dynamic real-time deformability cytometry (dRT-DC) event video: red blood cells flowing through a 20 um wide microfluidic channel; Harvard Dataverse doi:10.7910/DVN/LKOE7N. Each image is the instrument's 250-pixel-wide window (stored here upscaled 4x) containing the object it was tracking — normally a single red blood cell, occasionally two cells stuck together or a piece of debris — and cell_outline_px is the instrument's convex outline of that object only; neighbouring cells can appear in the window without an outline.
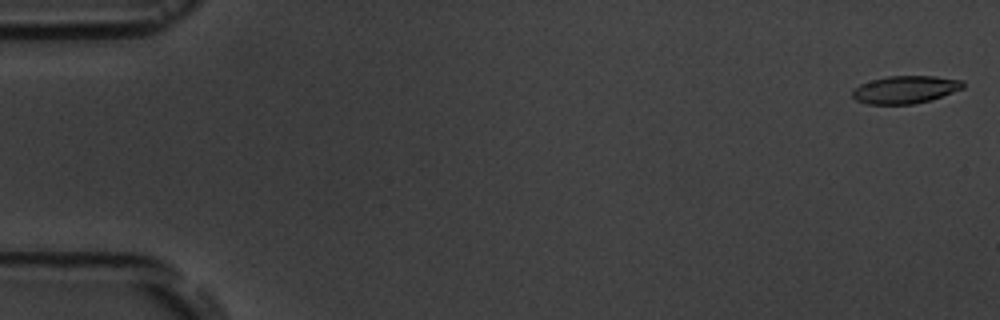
{"species": "common noctule bat (a hibernating species)", "species_latin": "Nyctalus noctula", "temperature_condition": "room temperature", "stored_images_in_passage": 5, "camera_frame_rate_fps": 3000, "um_per_image_px": 0.085, "animal": {"sex": "male", "body_mass_g": 19.5, "forearm_length_mm": 54.6}, "frame": {"image": 1, "passage_image": 1, "time_ms": 0.0, "image_size_px": [1000, 320], "cell_outline_px": [[964, 88], [932, 100], [912, 104], [868, 104], [856, 100], [852, 96], [852, 92], [860, 84], [872, 80], [888, 76], [936, 76], [964, 80]], "centroid_in_image_um": [76.99, 7.61], "position_along_channel_um": 8.0, "area_um2": 17.86}}
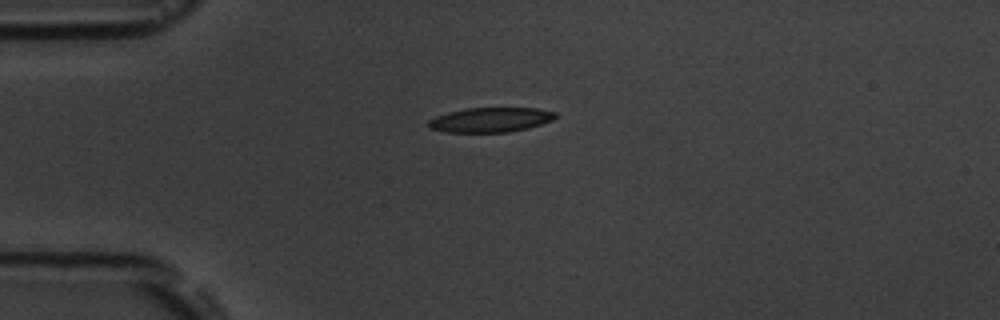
{"frame": {"image": 2, "passage_image": 5, "time_ms": 4.333, "image_size_px": [1000, 320], "cell_outline_px": [[556, 116], [552, 120], [528, 128], [508, 132], [444, 132], [428, 128], [428, 120], [436, 116], [448, 112], [468, 108], [536, 108], [556, 112]], "centroid_in_image_um": [41.66, 10.18], "position_along_channel_um": 43.3, "area_um2": 18.21}}